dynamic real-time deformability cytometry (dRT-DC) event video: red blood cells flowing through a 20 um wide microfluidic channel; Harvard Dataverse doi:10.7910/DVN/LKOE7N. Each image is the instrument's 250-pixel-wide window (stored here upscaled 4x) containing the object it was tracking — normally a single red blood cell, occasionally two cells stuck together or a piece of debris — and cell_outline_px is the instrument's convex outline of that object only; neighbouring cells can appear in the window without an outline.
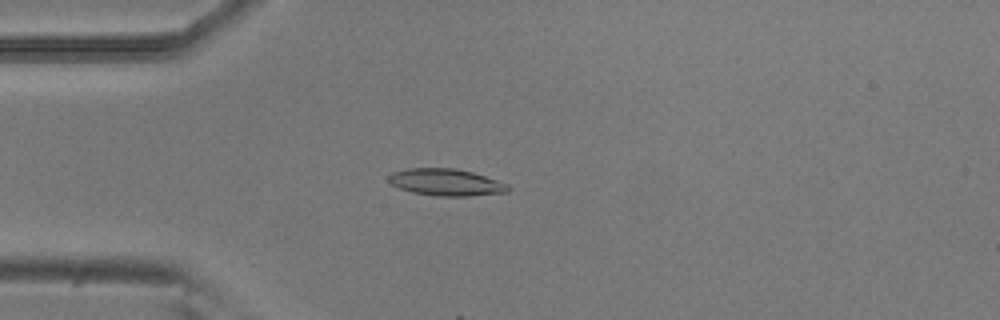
{"species": "common noctule bat (a hibernating species)", "species_latin": "Nyctalus noctula", "temperature_condition": "room temperature", "stored_images_in_passage": 11, "camera_frame_rate_fps": 3000, "um_per_image_px": 0.085, "animal": {"sex": "male", "body_mass_g": 20.5, "forearm_length_mm": 52.5}, "frame": {"image": 1, "passage_image": 5, "time_ms": 1.333, "image_size_px": [1000, 320], "cell_outline_px": [[512, 188], [508, 192], [468, 196], [436, 196], [412, 192], [400, 188], [392, 184], [388, 180], [388, 176], [392, 172], [408, 168], [456, 168], [472, 172], [508, 184]], "centroid_in_image_um": [37.92, 15.49], "position_along_channel_um": 47.1, "area_um2": 18.73}}
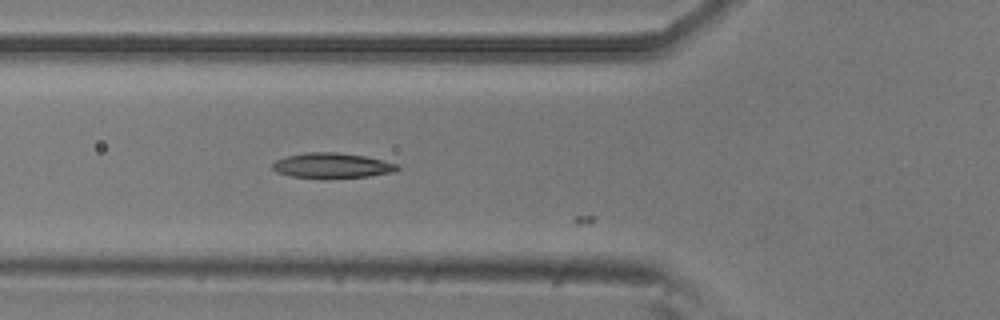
{"frame": {"image": 2, "passage_image": 10, "time_ms": 3.0, "image_size_px": [1000, 320], "cell_outline_px": [[400, 168], [396, 172], [368, 176], [292, 176], [276, 172], [272, 168], [272, 164], [276, 160], [288, 156], [304, 152], [336, 152], [364, 156], [396, 164]], "centroid_in_image_um": [28.22, 14.04], "position_along_channel_um": 97.6, "area_um2": 17.51}}